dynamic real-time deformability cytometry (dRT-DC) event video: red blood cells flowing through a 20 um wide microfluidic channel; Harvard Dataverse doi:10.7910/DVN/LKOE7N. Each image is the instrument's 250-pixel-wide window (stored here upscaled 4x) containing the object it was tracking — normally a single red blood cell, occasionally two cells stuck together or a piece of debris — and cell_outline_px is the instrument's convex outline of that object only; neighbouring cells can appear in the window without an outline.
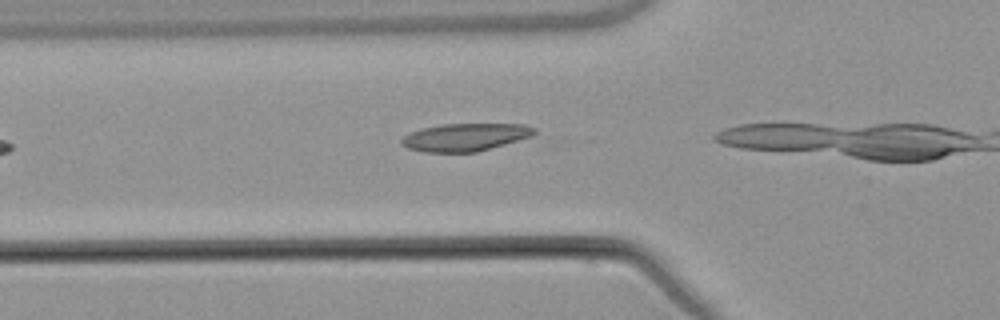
{"species": "common noctule bat (a hibernating species)", "species_latin": "Nyctalus noctula", "temperature_condition": "warm", "stored_images_in_passage": 4, "camera_frame_rate_fps": 3000, "um_per_image_px": 0.085, "animal": {"sex": "male", "body_mass_g": 21.5, "forearm_length_mm": 52.0}, "frame": {"image": 1, "passage_image": 3, "time_ms": 2.333, "image_size_px": [1000, 320], "cell_outline_px": [[536, 132], [532, 136], [476, 152], [424, 152], [408, 148], [400, 144], [400, 140], [404, 136], [412, 132], [424, 128], [440, 124], [524, 124], [536, 128]], "centroid_in_image_um": [39.54, 11.66], "position_along_channel_um": 86.3, "area_um2": 21.27}}